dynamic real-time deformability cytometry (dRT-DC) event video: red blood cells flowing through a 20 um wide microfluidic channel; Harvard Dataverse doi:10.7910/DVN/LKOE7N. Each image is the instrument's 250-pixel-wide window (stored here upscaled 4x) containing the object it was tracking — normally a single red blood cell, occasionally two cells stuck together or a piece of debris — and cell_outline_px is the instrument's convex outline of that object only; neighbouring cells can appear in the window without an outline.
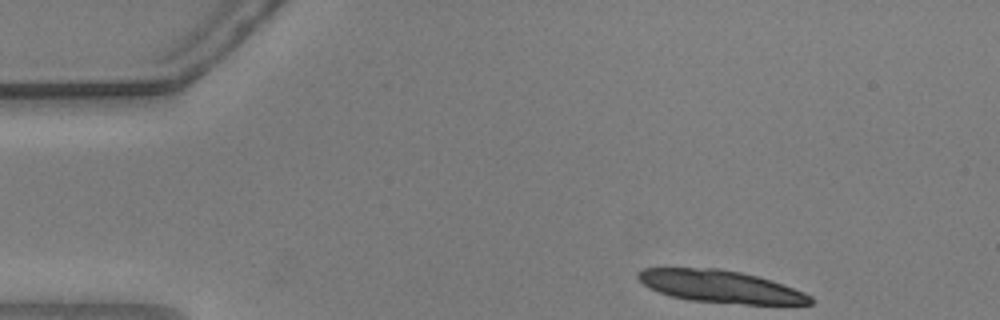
{"species": "common noctule bat (a hibernating species)", "species_latin": "Nyctalus noctula", "temperature_condition": "warm", "stored_images_in_passage": 9, "camera_frame_rate_fps": 3000, "um_per_image_px": 0.085, "animal": {"sex": "male", "body_mass_g": 20.5, "forearm_length_mm": 52.5}, "frame": {"image": 1, "passage_image": 1, "time_ms": 0.0, "image_size_px": [1000, 320], "cell_outline_px": [[812, 304], [744, 304], [688, 300], [672, 296], [660, 292], [644, 284], [636, 276], [636, 272], [644, 268], [720, 268], [740, 272], [756, 276], [804, 292], [812, 296]], "centroid_in_image_um": [61.22, 24.35], "position_along_channel_um": 23.8, "area_um2": 32.02}}